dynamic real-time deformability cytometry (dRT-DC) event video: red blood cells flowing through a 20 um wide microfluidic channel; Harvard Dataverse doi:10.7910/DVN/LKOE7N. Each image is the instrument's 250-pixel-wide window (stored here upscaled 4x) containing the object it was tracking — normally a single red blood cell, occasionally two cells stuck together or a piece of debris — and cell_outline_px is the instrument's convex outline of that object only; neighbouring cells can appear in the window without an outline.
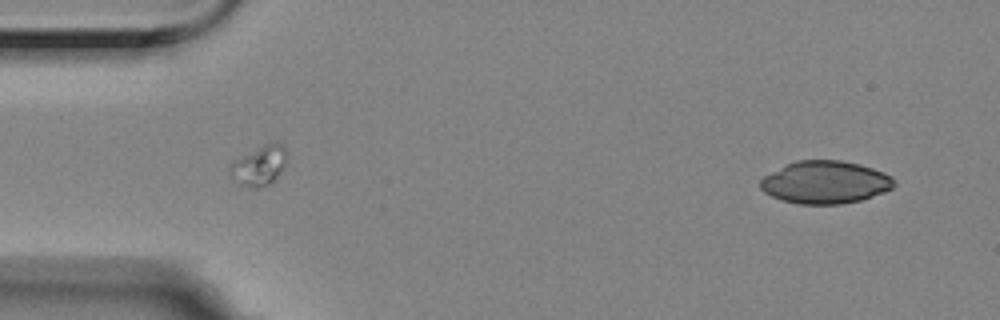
{"species": "Egyptian fruit bat (a non-hibernating species)", "species_latin": "Rousettus aegyptiacus", "temperature_condition": "room temperature", "stored_images_in_passage": 45, "camera_frame_rate_fps": 3000, "um_per_image_px": 0.085, "animal": {"sex": "female"}, "frame": {"image": 1, "passage_image": 1, "time_ms": 0.0, "image_size_px": [1000, 320], "cell_outline_px": [[896, 184], [892, 188], [884, 192], [860, 200], [840, 204], [800, 204], [780, 200], [764, 192], [760, 188], [760, 180], [764, 176], [796, 160], [840, 160], [860, 164], [884, 172], [892, 176]], "centroid_in_image_um": [70.16, 15.49], "position_along_channel_um": 14.8, "area_um2": 33.18}}
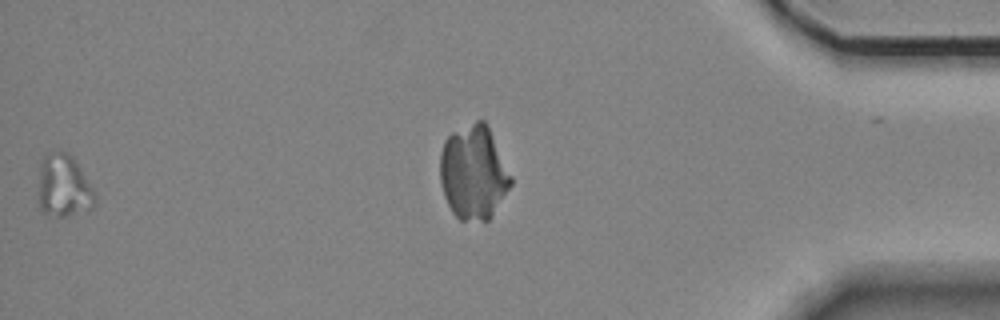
{"frame": {"image": 2, "passage_image": 44, "time_ms": 14.333, "image_size_px": [1000, 320], "cell_outline_px": [[96, 204], [88, 212], [64, 216], [56, 216], [44, 212], [40, 208], [36, 200], [40, 160], [48, 152], [60, 148], [68, 152], [72, 156], [80, 168], [92, 188], [96, 196]], "centroid_in_image_um": [5.37, 15.8], "position_along_channel_um": 429.8, "area_um2": 21.44}}